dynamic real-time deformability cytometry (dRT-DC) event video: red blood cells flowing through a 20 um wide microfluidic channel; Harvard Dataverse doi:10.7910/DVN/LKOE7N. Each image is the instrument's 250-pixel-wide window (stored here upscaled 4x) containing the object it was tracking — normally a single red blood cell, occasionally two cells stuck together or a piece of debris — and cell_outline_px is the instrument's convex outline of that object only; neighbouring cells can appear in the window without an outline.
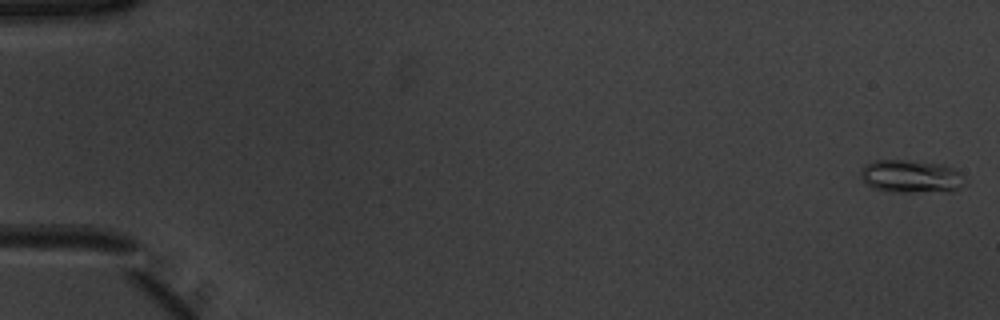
{"species": "common noctule bat (a hibernating species)", "species_latin": "Nyctalus noctula", "temperature_condition": "warm", "stored_images_in_passage": 52, "camera_frame_rate_fps": 3000, "um_per_image_px": 0.085, "animal": {"sex": "male", "body_mass_g": 20.1, "forearm_length_mm": 53.5}, "frame": {"image": 1, "passage_image": 1, "time_ms": 0.0, "image_size_px": [1000, 320], "cell_outline_px": [[968, 180], [960, 188], [952, 192], [892, 192], [872, 188], [864, 180], [860, 172], [864, 164], [876, 160], [924, 160], [944, 164], [960, 172]], "centroid_in_image_um": [77.52, 14.99], "position_along_channel_um": 7.5, "area_um2": 20.63}}
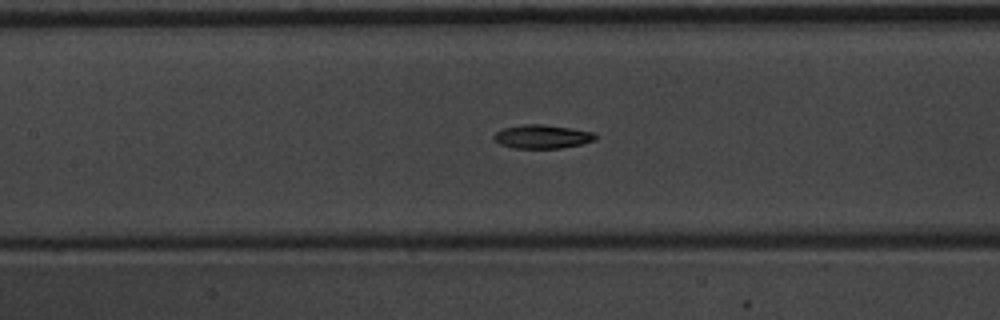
{"frame": {"image": 2, "passage_image": 25, "time_ms": 8.0, "image_size_px": [1000, 320], "cell_outline_px": [[596, 140], [580, 144], [560, 148], [512, 148], [500, 144], [492, 140], [492, 136], [496, 132], [504, 128], [524, 124], [544, 124], [596, 132]], "centroid_in_image_um": [46.07, 11.61], "position_along_channel_um": 161.3, "area_um2": 14.1}}
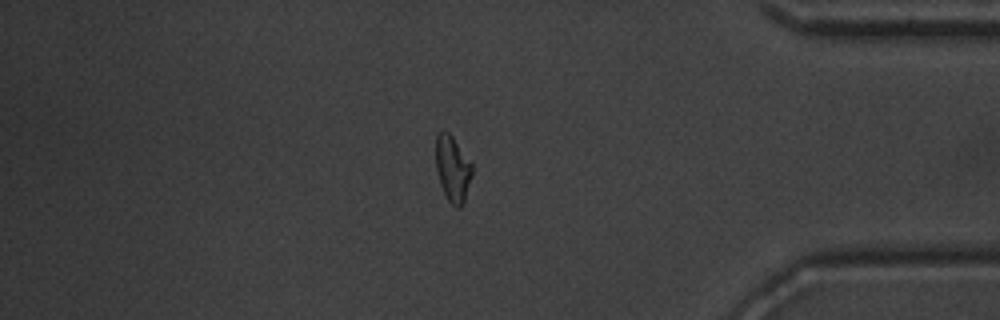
{"frame": {"image": 3, "passage_image": 45, "time_ms": 14.667, "image_size_px": [1000, 320], "cell_outline_px": [[472, 176], [464, 204], [460, 208], [456, 208], [448, 200], [440, 184], [436, 168], [436, 132], [448, 132], [452, 136], [472, 160]], "centroid_in_image_um": [38.5, 14.34], "position_along_channel_um": 396.7, "area_um2": 14.22}, "authors_computed_cell_mechanics": {"area_um2": 14.161, "velocity_mm_per_s": 3.9271, "shape_relaxation_time_tau1_ms": 3.7668, "shape_relaxation_time_tau2_ms": 6.296, "deformation_change_tau1": 0.1538, "deformation_change_tau2": 0.1457}}